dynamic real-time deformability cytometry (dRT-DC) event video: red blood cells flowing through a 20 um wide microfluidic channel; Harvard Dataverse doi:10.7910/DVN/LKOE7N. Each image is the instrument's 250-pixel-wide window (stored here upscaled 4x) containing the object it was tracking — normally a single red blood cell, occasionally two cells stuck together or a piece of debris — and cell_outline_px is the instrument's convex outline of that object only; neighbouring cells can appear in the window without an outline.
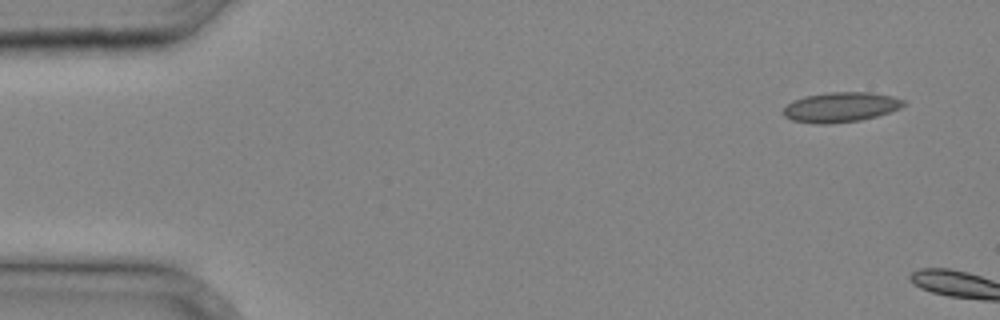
{"species": "common noctule bat (a hibernating species)", "species_latin": "Nyctalus noctula", "temperature_condition": "cold", "stored_images_in_passage": 3, "camera_frame_rate_fps": 3000, "um_per_image_px": 0.085, "animal": {"sex": "male", "body_mass_g": 20.4}, "frame": {"image": 1, "passage_image": 1, "time_ms": 0.0, "image_size_px": [1000, 320], "cell_outline_px": [[904, 104], [900, 108], [876, 116], [860, 120], [828, 124], [816, 124], [792, 120], [784, 116], [784, 108], [788, 104], [796, 100], [808, 96], [828, 92], [868, 92], [892, 96], [904, 100]], "centroid_in_image_um": [71.46, 9.11], "position_along_channel_um": 13.5, "area_um2": 20.63}}